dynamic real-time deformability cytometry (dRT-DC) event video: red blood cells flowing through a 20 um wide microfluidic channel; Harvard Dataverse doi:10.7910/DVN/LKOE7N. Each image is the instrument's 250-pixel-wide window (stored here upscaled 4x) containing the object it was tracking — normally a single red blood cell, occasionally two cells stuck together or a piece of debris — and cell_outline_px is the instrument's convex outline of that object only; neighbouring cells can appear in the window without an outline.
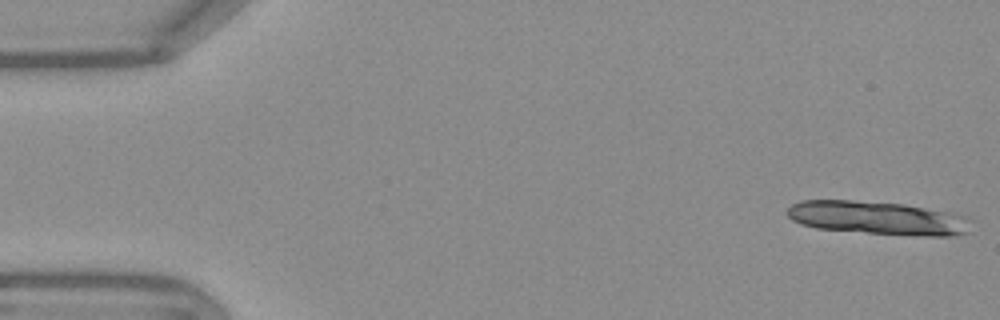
{"species": "Egyptian fruit bat (a non-hibernating species)", "species_latin": "Rousettus aegyptiacus", "temperature_condition": "warm", "stored_images_in_passage": 13, "camera_frame_rate_fps": 3000, "um_per_image_px": 0.085, "frame": {"image": 1, "passage_image": 1, "time_ms": 0.0, "image_size_px": [1000, 320], "cell_outline_px": [[972, 220], [968, 232], [952, 236], [924, 236], [868, 232], [816, 228], [800, 224], [792, 220], [788, 216], [788, 208], [792, 204], [800, 200], [852, 200], [904, 204], [952, 212], [968, 216]], "centroid_in_image_um": [74.66, 18.52], "position_along_channel_um": 10.3, "area_um2": 35.84}}